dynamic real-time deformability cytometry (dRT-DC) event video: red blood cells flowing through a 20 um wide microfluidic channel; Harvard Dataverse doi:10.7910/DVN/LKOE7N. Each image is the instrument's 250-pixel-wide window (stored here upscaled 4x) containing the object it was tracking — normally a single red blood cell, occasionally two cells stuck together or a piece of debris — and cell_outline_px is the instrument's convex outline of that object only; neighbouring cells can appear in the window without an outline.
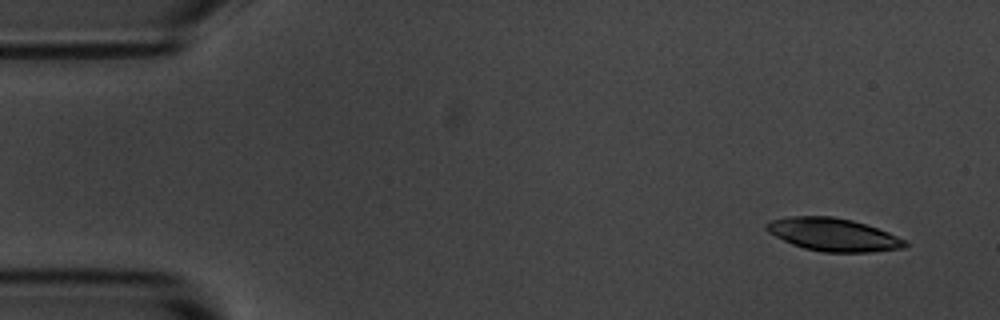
{"species": "common noctule bat (a hibernating species)", "species_latin": "Nyctalus noctula", "temperature_condition": "room temperature", "stored_images_in_passage": 4, "camera_frame_rate_fps": 3000, "um_per_image_px": 0.085, "animal": {"sex": "male", "body_mass_g": 20.1, "forearm_length_mm": 53.5}, "frame": {"image": 1, "passage_image": 1, "time_ms": 0.0, "image_size_px": [1000, 320], "cell_outline_px": [[908, 244], [904, 248], [872, 252], [824, 252], [804, 248], [792, 244], [768, 232], [764, 228], [764, 224], [772, 220], [792, 216], [832, 216], [852, 220], [888, 232], [908, 240]], "centroid_in_image_um": [70.84, 19.94], "position_along_channel_um": 14.2, "area_um2": 26.53}}
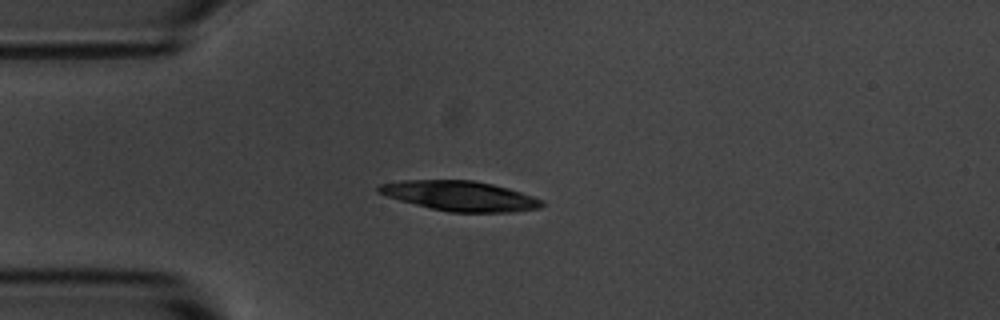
{"frame": {"image": 2, "passage_image": 4, "time_ms": 3.333, "image_size_px": [1000, 320], "cell_outline_px": [[544, 204], [540, 208], [512, 212], [452, 212], [432, 208], [400, 200], [376, 192], [376, 188], [380, 184], [404, 180], [472, 180], [492, 184], [508, 188], [544, 200]], "centroid_in_image_um": [39.12, 16.65], "position_along_channel_um": 45.9, "area_um2": 28.21}}